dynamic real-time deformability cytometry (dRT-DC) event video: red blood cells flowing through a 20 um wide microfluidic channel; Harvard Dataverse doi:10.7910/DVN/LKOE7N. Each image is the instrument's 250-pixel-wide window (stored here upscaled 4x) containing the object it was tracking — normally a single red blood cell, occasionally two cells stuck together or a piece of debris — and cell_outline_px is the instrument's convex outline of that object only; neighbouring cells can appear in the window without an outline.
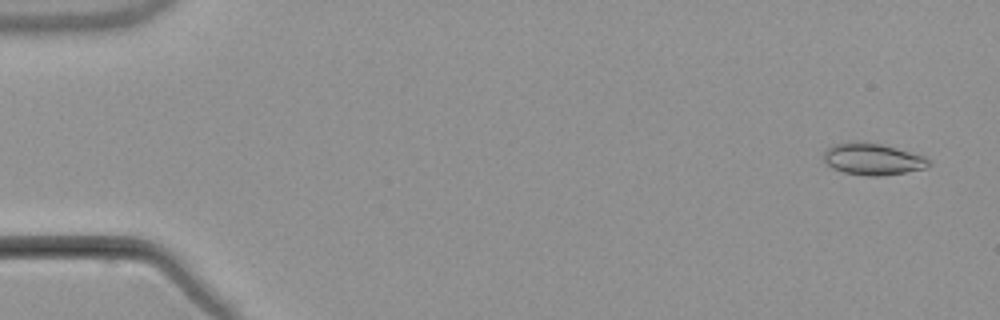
{"species": "common noctule bat (a hibernating species)", "species_latin": "Nyctalus noctula", "temperature_condition": "warm", "stored_images_in_passage": 8, "camera_frame_rate_fps": 3000, "um_per_image_px": 0.085, "animal": {"sex": "male", "body_mass_g": 21.5, "forearm_length_mm": 52.0}, "frame": {"image": 1, "passage_image": 1, "time_ms": 0.0, "image_size_px": [1000, 320], "cell_outline_px": [[932, 164], [924, 168], [904, 172], [880, 176], [868, 176], [844, 172], [832, 168], [824, 160], [824, 152], [832, 144], [852, 140], [880, 144], [896, 148], [924, 156], [932, 160]], "centroid_in_image_um": [74.17, 13.51], "position_along_channel_um": 10.8, "area_um2": 19.42}}
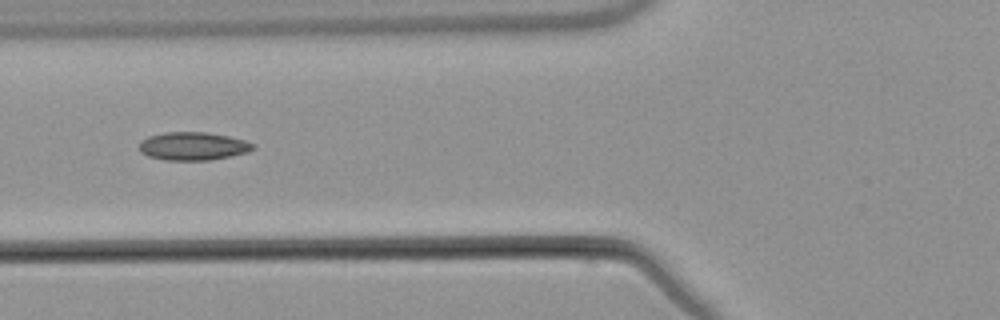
{"frame": {"image": 2, "passage_image": 6, "time_ms": 6.333, "image_size_px": [1000, 320], "cell_outline_px": [[256, 148], [248, 152], [232, 156], [208, 160], [164, 160], [148, 156], [140, 152], [140, 140], [148, 136], [164, 132], [208, 132], [228, 136], [244, 140], [256, 144]], "centroid_in_image_um": [16.42, 12.42], "position_along_channel_um": 109.4, "area_um2": 18.84}}
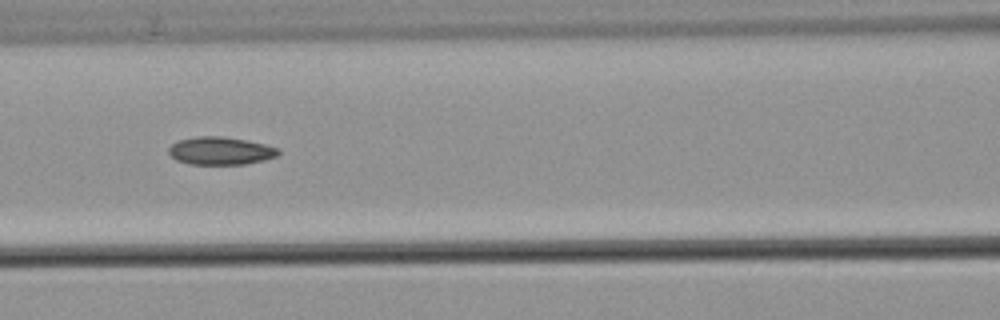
{"frame": {"image": 3, "passage_image": 7, "time_ms": 7.333, "image_size_px": [1000, 320], "cell_outline_px": [[280, 152], [276, 156], [264, 160], [244, 164], [188, 164], [176, 160], [168, 152], [168, 148], [176, 140], [196, 136], [224, 136], [264, 144], [280, 148]], "centroid_in_image_um": [18.72, 12.81], "position_along_channel_um": 147.9, "area_um2": 17.86}}